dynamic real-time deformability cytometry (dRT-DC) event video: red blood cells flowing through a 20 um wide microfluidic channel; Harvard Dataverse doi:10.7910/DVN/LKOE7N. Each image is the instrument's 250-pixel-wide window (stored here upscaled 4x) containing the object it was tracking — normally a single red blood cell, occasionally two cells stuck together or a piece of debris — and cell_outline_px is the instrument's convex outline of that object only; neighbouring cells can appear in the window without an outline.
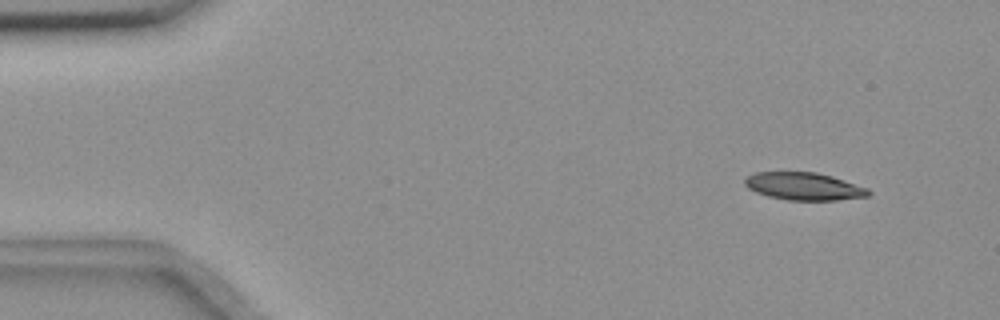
{"species": "common noctule bat (a hibernating species)", "species_latin": "Nyctalus noctula", "temperature_condition": "room temperature", "stored_images_in_passage": 7, "camera_frame_rate_fps": 3000, "um_per_image_px": 0.085, "animal": {"sex": "female", "body_mass_g": 18.4}, "frame": {"image": 1, "passage_image": 1, "time_ms": 0.0, "image_size_px": [1000, 320], "cell_outline_px": [[872, 192], [868, 196], [836, 200], [788, 200], [768, 196], [756, 192], [748, 188], [744, 184], [744, 180], [748, 176], [756, 172], [816, 172], [832, 176], [868, 188]], "centroid_in_image_um": [68.34, 15.83], "position_along_channel_um": 16.7, "area_um2": 19.83}}
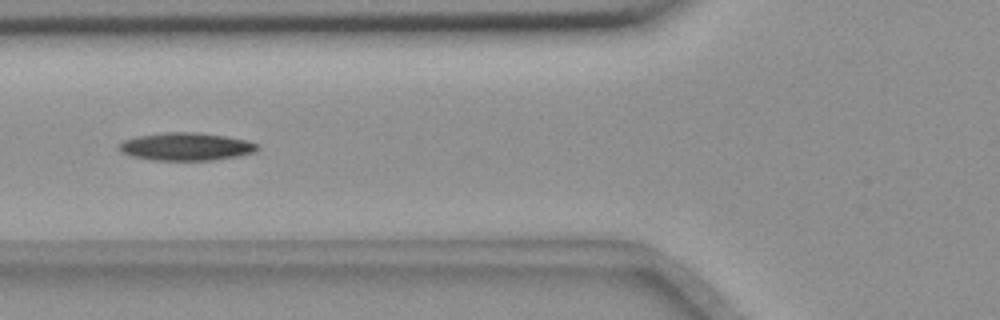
{"frame": {"image": 2, "passage_image": 5, "time_ms": 5.333, "image_size_px": [1000, 320], "cell_outline_px": [[260, 148], [256, 152], [240, 156], [216, 160], [152, 160], [132, 156], [120, 152], [116, 148], [124, 140], [136, 136], [164, 132], [196, 132], [224, 136], [248, 140], [260, 144]], "centroid_in_image_um": [15.85, 12.46], "position_along_channel_um": 110.0, "area_um2": 22.77}}
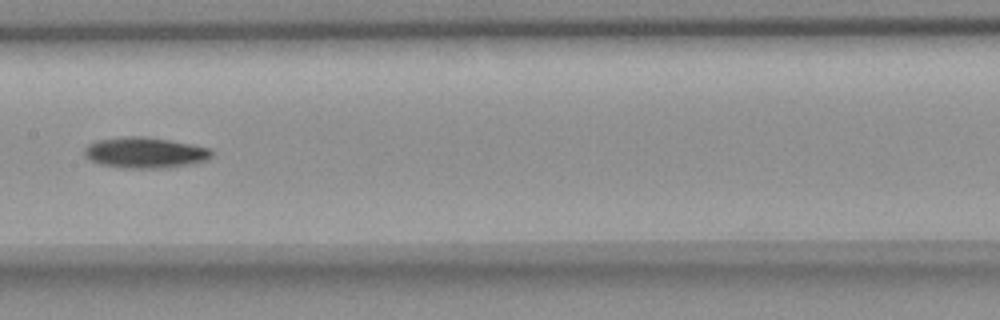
{"frame": {"image": 3, "passage_image": 7, "time_ms": 7.667, "image_size_px": [1000, 320], "cell_outline_px": [[212, 156], [208, 160], [196, 164], [168, 168], [120, 168], [100, 164], [88, 160], [84, 156], [84, 148], [88, 144], [96, 140], [128, 136], [136, 136], [168, 140], [192, 144], [212, 148]], "centroid_in_image_um": [12.34, 12.99], "position_along_channel_um": 195.1, "area_um2": 23.24}}